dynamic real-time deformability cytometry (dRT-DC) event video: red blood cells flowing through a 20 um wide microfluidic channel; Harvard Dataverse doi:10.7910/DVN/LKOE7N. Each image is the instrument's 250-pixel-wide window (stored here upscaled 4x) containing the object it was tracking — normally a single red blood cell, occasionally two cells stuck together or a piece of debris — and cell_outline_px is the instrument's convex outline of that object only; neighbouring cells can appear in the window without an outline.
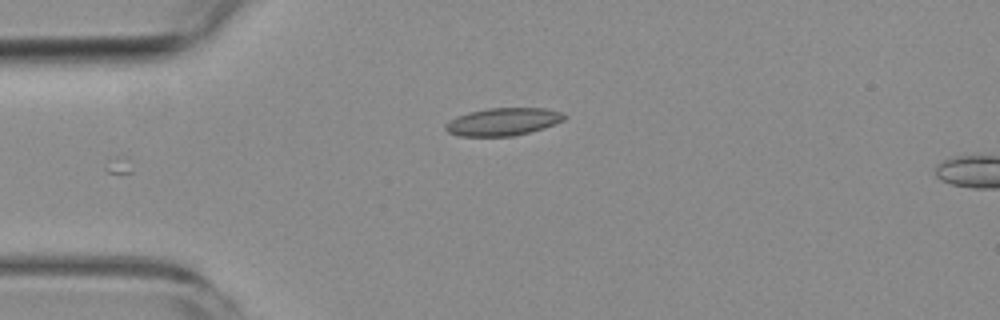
{"species": "common noctule bat (a hibernating species)", "species_latin": "Nyctalus noctula", "temperature_condition": "room temperature", "stored_images_in_passage": 5, "camera_frame_rate_fps": 3000, "um_per_image_px": 0.085, "animal": {"sex": "female", "body_mass_g": 19.3, "forearm_length_mm": 54.1}, "frame": {"image": 1, "passage_image": 5, "time_ms": 5.667, "image_size_px": [1000, 320], "cell_outline_px": [[568, 116], [564, 120], [544, 128], [512, 136], [460, 136], [448, 132], [444, 128], [444, 124], [456, 116], [468, 112], [488, 108], [544, 108], [560, 112]], "centroid_in_image_um": [42.73, 10.34], "position_along_channel_um": 42.3, "area_um2": 19.13}}